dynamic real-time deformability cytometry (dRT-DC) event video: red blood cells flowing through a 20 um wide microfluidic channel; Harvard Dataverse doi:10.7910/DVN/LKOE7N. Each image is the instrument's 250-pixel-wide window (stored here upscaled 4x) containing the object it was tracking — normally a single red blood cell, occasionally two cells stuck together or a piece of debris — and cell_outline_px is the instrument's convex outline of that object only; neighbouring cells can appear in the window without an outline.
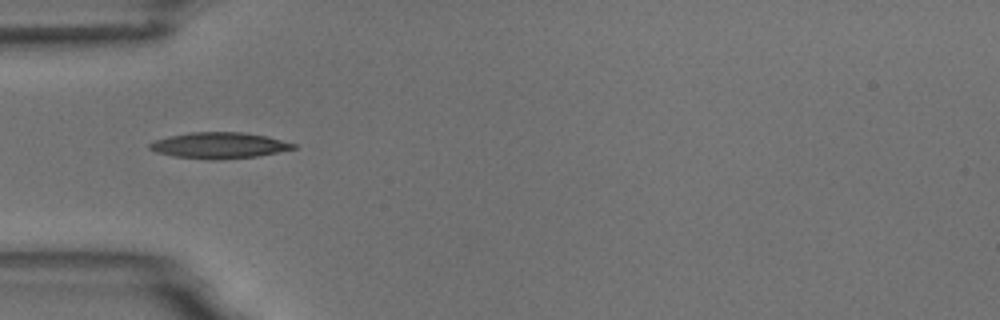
{"species": "common noctule bat (a hibernating species)", "species_latin": "Nyctalus noctula", "temperature_condition": "room temperature", "stored_images_in_passage": 4, "camera_frame_rate_fps": 3000, "um_per_image_px": 0.085, "animal": {"sex": "male", "body_mass_g": 18.8}, "frame": {"image": 1, "passage_image": 2, "time_ms": 2.0, "image_size_px": [1000, 320], "cell_outline_px": [[296, 148], [260, 156], [220, 160], [208, 160], [172, 156], [156, 152], [148, 148], [148, 144], [156, 140], [168, 136], [192, 132], [244, 132], [264, 136], [296, 144]], "centroid_in_image_um": [18.6, 12.37], "position_along_channel_um": 66.4, "area_um2": 21.91}}